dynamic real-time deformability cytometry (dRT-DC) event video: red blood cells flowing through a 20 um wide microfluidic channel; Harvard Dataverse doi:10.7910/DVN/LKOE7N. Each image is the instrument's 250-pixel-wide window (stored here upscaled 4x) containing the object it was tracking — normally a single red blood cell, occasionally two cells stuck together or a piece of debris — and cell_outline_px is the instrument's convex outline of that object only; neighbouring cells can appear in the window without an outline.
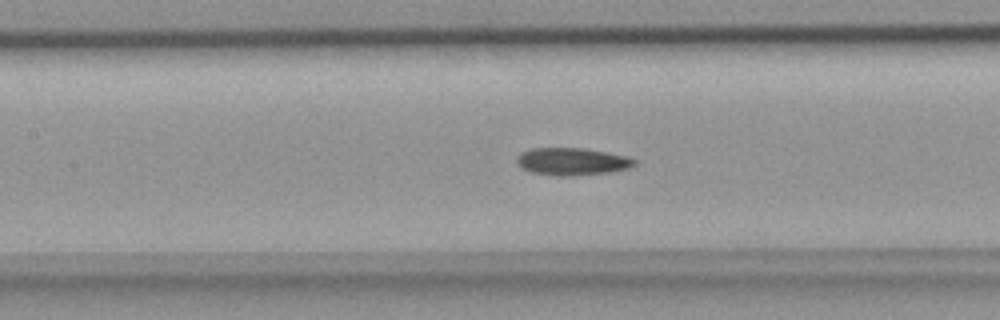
{"species": "common noctule bat (a hibernating species)", "species_latin": "Nyctalus noctula", "temperature_condition": "room temperature", "stored_images_in_passage": 33, "camera_frame_rate_fps": 3000, "um_per_image_px": 0.085, "animal": {"sex": "female", "body_mass_g": 18.4}, "frame": {"image": 1, "passage_image": 6, "time_ms": 1.667, "image_size_px": [1000, 320], "cell_outline_px": [[636, 164], [628, 168], [612, 172], [572, 176], [556, 176], [528, 172], [520, 168], [516, 160], [516, 156], [520, 152], [532, 148], [584, 148], [608, 152], [628, 156], [636, 160]], "centroid_in_image_um": [48.6, 13.73], "position_along_channel_um": 158.8, "area_um2": 19.19}}
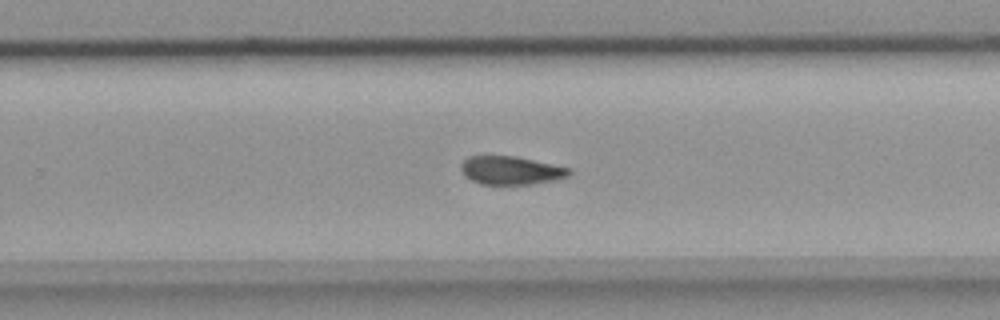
{"frame": {"image": 2, "passage_image": 15, "time_ms": 4.667, "image_size_px": [1000, 320], "cell_outline_px": [[572, 172], [568, 176], [556, 180], [528, 184], [480, 184], [464, 176], [460, 168], [460, 164], [468, 156], [516, 156], [572, 168]], "centroid_in_image_um": [43.43, 14.48], "position_along_channel_um": 286.4, "area_um2": 17.98}}
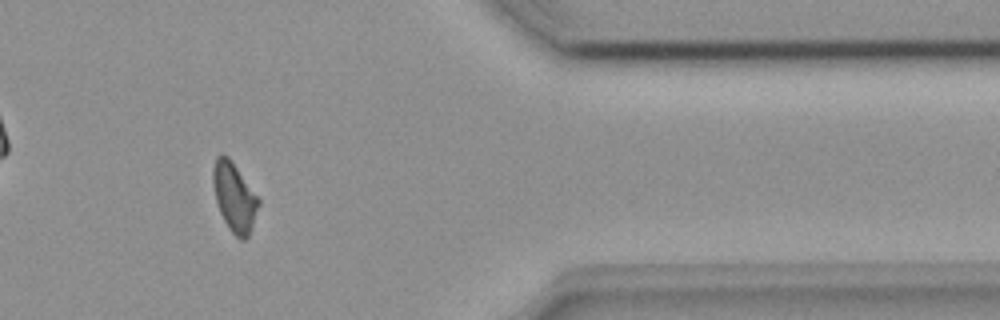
{"frame": {"image": 3, "passage_image": 24, "time_ms": 7.667, "image_size_px": [1000, 320], "cell_outline_px": [[260, 204], [248, 236], [244, 240], [240, 240], [228, 228], [220, 212], [216, 200], [212, 180], [212, 168], [216, 156], [228, 156], [232, 160], [260, 200]], "centroid_in_image_um": [19.91, 16.75], "position_along_channel_um": 391.5, "area_um2": 18.15}}